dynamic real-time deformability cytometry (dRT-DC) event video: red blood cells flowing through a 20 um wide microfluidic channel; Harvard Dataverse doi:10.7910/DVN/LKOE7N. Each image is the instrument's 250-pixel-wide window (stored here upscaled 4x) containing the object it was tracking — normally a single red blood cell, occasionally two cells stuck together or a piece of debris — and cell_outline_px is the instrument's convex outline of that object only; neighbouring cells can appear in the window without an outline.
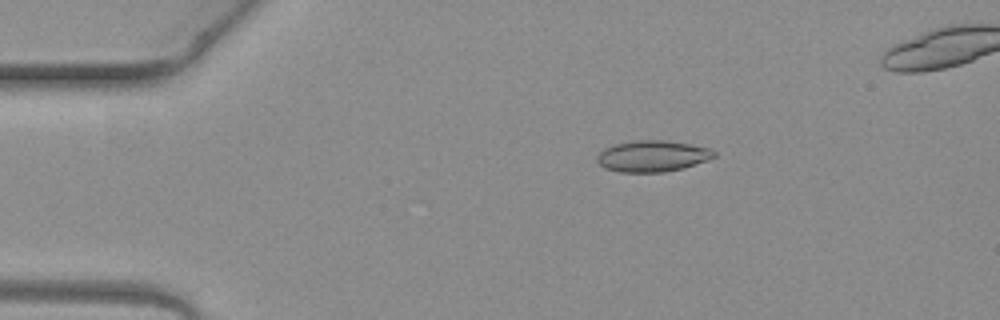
{"species": "common noctule bat (a hibernating species)", "species_latin": "Nyctalus noctula", "temperature_condition": "warm", "stored_images_in_passage": 6, "camera_frame_rate_fps": 3000, "um_per_image_px": 0.085, "animal": {"sex": "female", "body_mass_g": 19.3, "forearm_length_mm": 54.1}, "frame": {"image": 1, "passage_image": 2, "time_ms": 0.333, "image_size_px": [1000, 320], "cell_outline_px": [[716, 156], [708, 160], [684, 168], [664, 172], [620, 172], [604, 168], [596, 160], [596, 156], [604, 148], [616, 144], [636, 140], [664, 140], [688, 144], [708, 148], [716, 152]], "centroid_in_image_um": [55.45, 13.28], "position_along_channel_um": 29.6, "area_um2": 21.27}}